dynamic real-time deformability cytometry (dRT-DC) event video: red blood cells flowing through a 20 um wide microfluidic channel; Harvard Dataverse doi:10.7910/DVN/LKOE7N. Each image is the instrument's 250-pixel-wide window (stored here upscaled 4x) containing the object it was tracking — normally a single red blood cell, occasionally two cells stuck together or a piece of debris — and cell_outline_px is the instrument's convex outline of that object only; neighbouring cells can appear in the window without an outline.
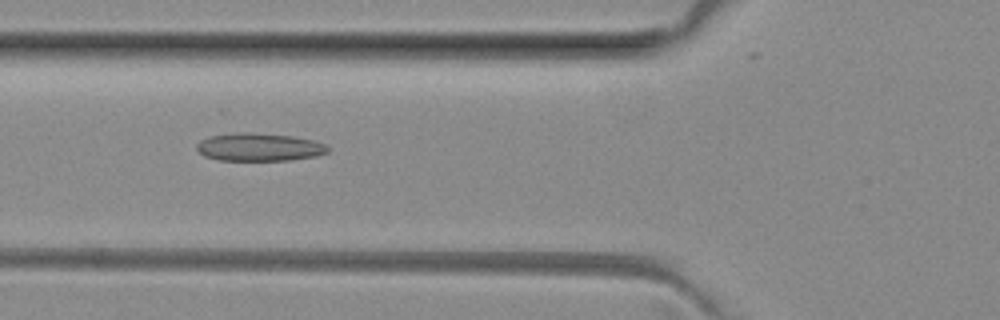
{"species": "common noctule bat (a hibernating species)", "species_latin": "Nyctalus noctula", "temperature_condition": "room temperature", "stored_images_in_passage": 50, "camera_frame_rate_fps": 3000, "um_per_image_px": 0.085, "animal": {"sex": "female", "body_mass_g": 29.2, "forearm_length_mm": 56.3}, "frame": {"image": 1, "passage_image": 18, "time_ms": 5.667, "image_size_px": [1000, 320], "cell_outline_px": [[328, 152], [316, 156], [288, 160], [220, 160], [204, 156], [196, 148], [196, 144], [200, 140], [208, 136], [232, 132], [248, 132], [292, 136], [312, 140], [328, 144]], "centroid_in_image_um": [22.01, 12.49], "position_along_channel_um": 103.8, "area_um2": 21.44}}
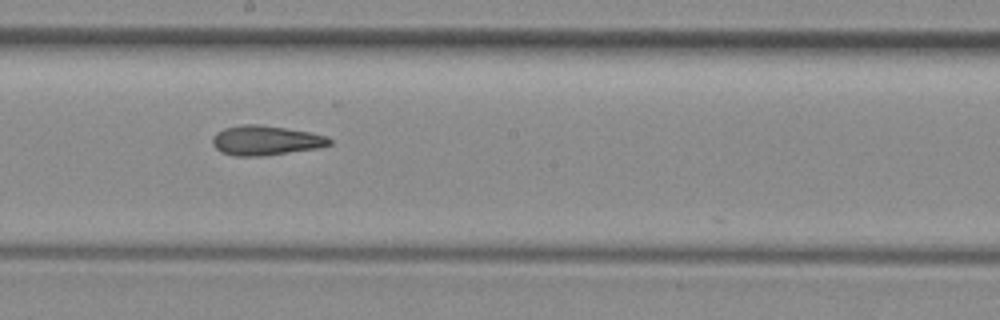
{"frame": {"image": 2, "passage_image": 27, "time_ms": 8.667, "image_size_px": [1000, 320], "cell_outline_px": [[332, 144], [320, 148], [264, 156], [236, 156], [220, 152], [212, 144], [212, 136], [216, 132], [224, 128], [244, 124], [256, 124], [284, 128], [308, 132], [328, 136], [332, 140]], "centroid_in_image_um": [22.58, 11.95], "position_along_channel_um": 225.6, "area_um2": 20.35}}
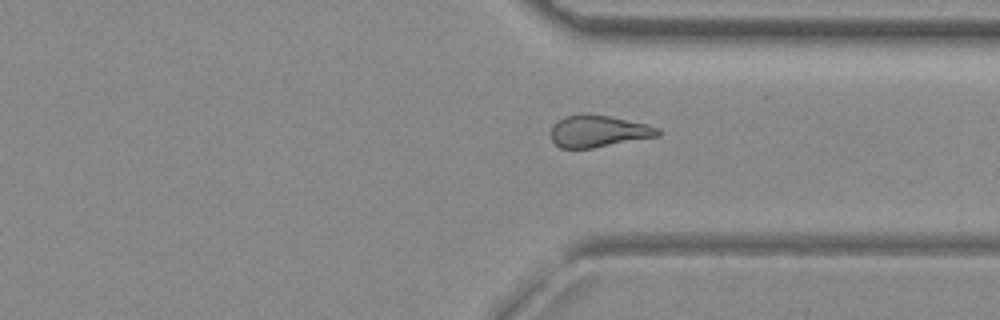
{"frame": {"image": 3, "passage_image": 37, "time_ms": 12.0, "image_size_px": [1000, 320], "cell_outline_px": [[660, 136], [592, 148], [560, 148], [552, 140], [552, 124], [556, 120], [564, 116], [580, 112], [612, 116], [648, 124], [660, 128]], "centroid_in_image_um": [50.87, 11.12], "position_along_channel_um": 360.5, "area_um2": 20.29}, "authors_computed_cell_mechanics": {"area_um2": 20.6635, "velocity_mm_per_s": 4.0503, "shape_relaxation_time_tau1_ms": null, "shape_relaxation_time_tau2_ms": 4.2568, "deformation_change_tau1": null, "deformation_change_tau2": 0.1413}}